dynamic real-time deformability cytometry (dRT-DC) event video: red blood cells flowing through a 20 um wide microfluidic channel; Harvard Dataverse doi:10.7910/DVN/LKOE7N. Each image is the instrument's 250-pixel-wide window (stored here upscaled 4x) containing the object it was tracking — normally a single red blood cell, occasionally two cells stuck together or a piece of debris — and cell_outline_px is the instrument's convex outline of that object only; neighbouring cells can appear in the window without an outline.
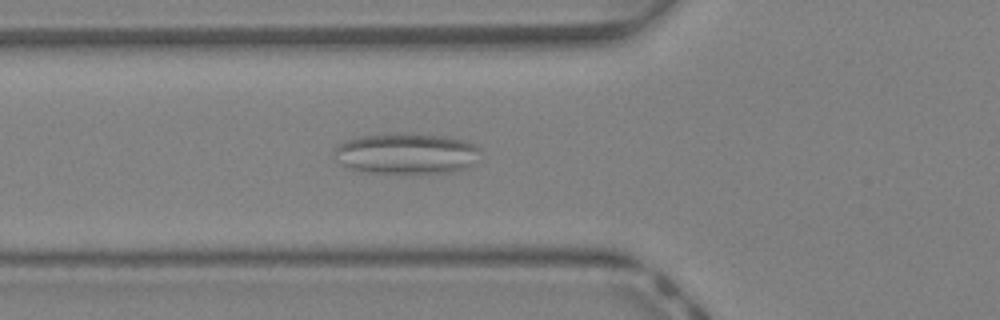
{"species": "Egyptian fruit bat (a non-hibernating species)", "species_latin": "Rousettus aegyptiacus", "temperature_condition": "warm", "stored_images_in_passage": 45, "camera_frame_rate_fps": 3000, "um_per_image_px": 0.085, "animal": {"sex": "female"}, "frame": {"image": 1, "passage_image": 17, "time_ms": 5.333, "image_size_px": [1000, 320], "cell_outline_px": [[480, 152], [472, 164], [468, 168], [452, 172], [360, 172], [340, 164], [336, 160], [336, 148], [344, 140], [360, 136], [400, 132], [408, 132], [448, 136], [468, 140], [476, 144], [480, 148]], "centroid_in_image_um": [34.58, 13.02], "position_along_channel_um": 91.2, "area_um2": 35.14}}
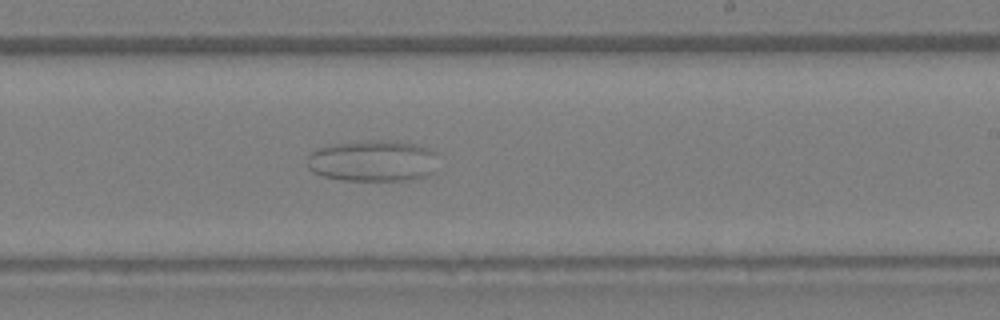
{"frame": {"image": 2, "passage_image": 28, "time_ms": 9.0, "image_size_px": [1000, 320], "cell_outline_px": [[440, 156], [436, 172], [428, 176], [412, 180], [340, 180], [324, 176], [312, 172], [308, 168], [308, 156], [316, 148], [332, 144], [372, 140], [392, 140], [416, 144], [432, 148]], "centroid_in_image_um": [31.79, 13.67], "position_along_channel_um": 257.2, "area_um2": 32.37}}